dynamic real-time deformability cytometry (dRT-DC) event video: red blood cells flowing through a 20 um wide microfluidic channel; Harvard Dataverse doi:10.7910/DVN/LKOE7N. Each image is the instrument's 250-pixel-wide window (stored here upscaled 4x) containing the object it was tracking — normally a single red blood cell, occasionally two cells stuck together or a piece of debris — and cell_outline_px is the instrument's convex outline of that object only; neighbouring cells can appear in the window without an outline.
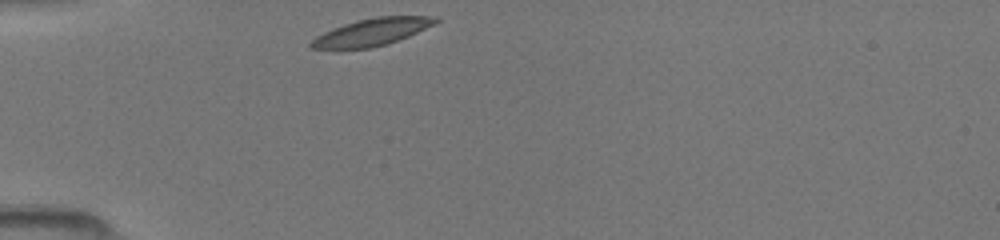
{"species": "common noctule bat (a hibernating species)", "species_latin": "Nyctalus noctula", "temperature_condition": "room temperature", "stored_images_in_passage": 29, "camera_frame_rate_fps": 3000, "um_per_image_px": 0.085, "animal": {"sex": "female", "body_mass_g": 19.5, "forearm_length_mm": 54.1}, "frame": {"image": 1, "passage_image": 1, "time_ms": 0.0, "image_size_px": [1000, 240], "cell_outline_px": [[440, 20], [408, 36], [372, 48], [312, 48], [308, 44], [316, 36], [332, 28], [356, 20], [376, 16], [440, 16]], "centroid_in_image_um": [31.6, 2.7], "position_along_channel_um": 53.4, "area_um2": 19.36}}
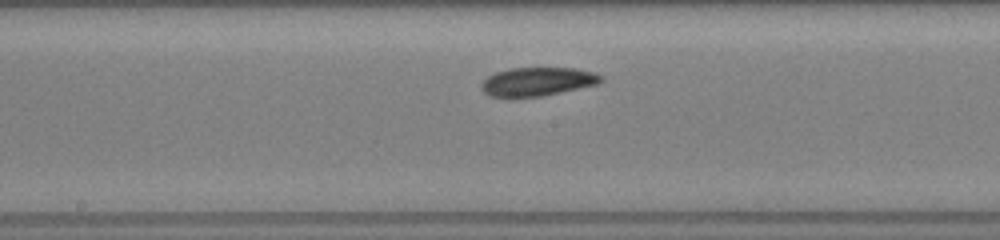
{"frame": {"image": 2, "passage_image": 13, "time_ms": 4.0, "image_size_px": [1000, 240], "cell_outline_px": [[604, 80], [600, 84], [540, 96], [508, 100], [488, 96], [480, 88], [480, 84], [488, 76], [496, 72], [508, 68], [576, 68], [592, 72], [604, 76]], "centroid_in_image_um": [45.63, 6.97], "position_along_channel_um": 202.6, "area_um2": 20.63}}
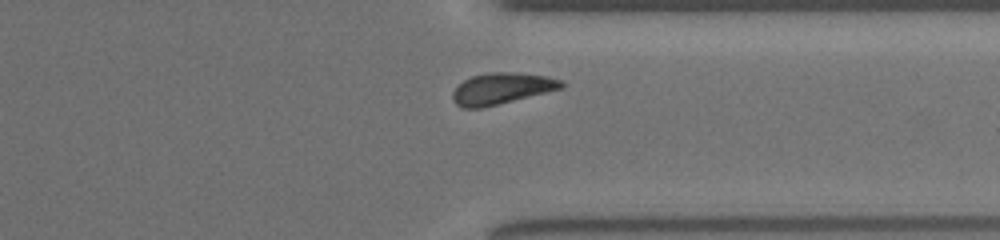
{"frame": {"image": 3, "passage_image": 25, "time_ms": 8.0, "image_size_px": [1000, 240], "cell_outline_px": [[564, 88], [480, 108], [460, 108], [456, 104], [452, 96], [452, 92], [464, 80], [472, 76], [492, 72], [516, 72], [548, 76], [560, 80], [564, 84]], "centroid_in_image_um": [42.65, 7.52], "position_along_channel_um": 368.8, "area_um2": 19.65}}